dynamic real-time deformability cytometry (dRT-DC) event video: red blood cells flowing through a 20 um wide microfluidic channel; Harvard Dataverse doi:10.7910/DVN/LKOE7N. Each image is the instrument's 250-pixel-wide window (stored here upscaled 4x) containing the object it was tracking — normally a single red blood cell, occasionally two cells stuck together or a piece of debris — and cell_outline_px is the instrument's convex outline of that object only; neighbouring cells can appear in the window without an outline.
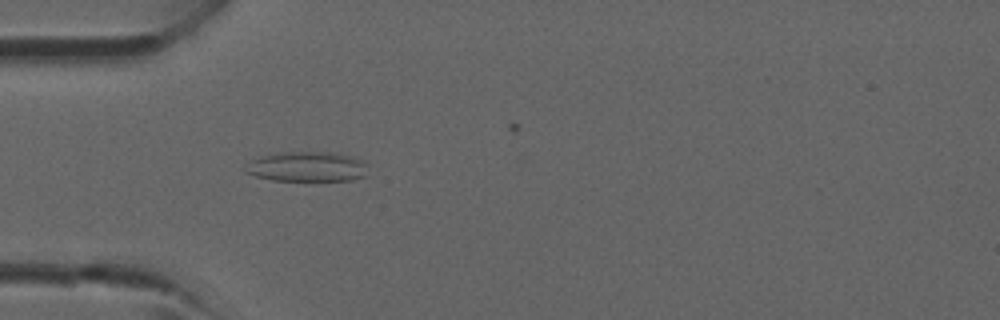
{"species": "common noctule bat (a hibernating species)", "species_latin": "Nyctalus noctula", "temperature_condition": "room temperature", "stored_images_in_passage": 3, "camera_frame_rate_fps": 3000, "um_per_image_px": 0.085, "animal": {"sex": "male", "forearm_length_mm": 52.5}, "frame": {"image": 1, "passage_image": 2, "time_ms": 2.0, "image_size_px": [1000, 320], "cell_outline_px": [[364, 176], [352, 180], [272, 180], [256, 176], [244, 172], [244, 168], [252, 160], [264, 156], [280, 152], [328, 152], [352, 156], [364, 160]], "centroid_in_image_um": [26.07, 14.16], "position_along_channel_um": 58.9, "area_um2": 21.04}}